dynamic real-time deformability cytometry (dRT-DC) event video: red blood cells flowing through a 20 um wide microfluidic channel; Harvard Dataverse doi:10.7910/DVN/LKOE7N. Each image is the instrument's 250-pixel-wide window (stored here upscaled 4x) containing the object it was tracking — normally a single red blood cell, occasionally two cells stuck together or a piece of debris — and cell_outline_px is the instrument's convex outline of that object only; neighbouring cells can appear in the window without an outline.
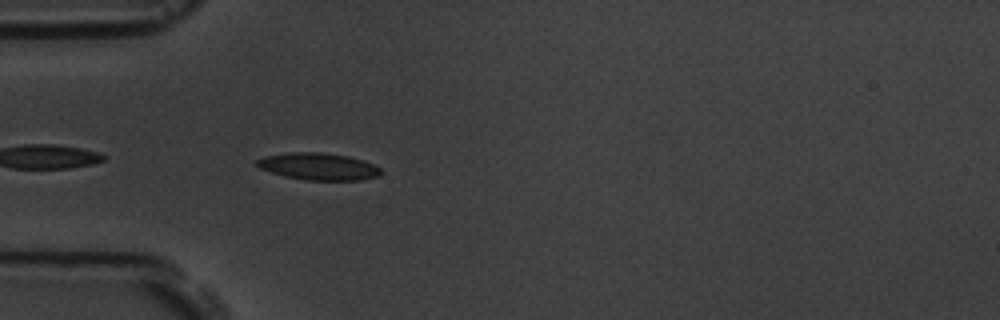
{"species": "common noctule bat (a hibernating species)", "species_latin": "Nyctalus noctula", "temperature_condition": "room temperature", "stored_images_in_passage": 37, "camera_frame_rate_fps": 3000, "um_per_image_px": 0.085, "animal": {"sex": "male", "body_mass_g": 19.5, "forearm_length_mm": 54.6}, "frame": {"image": 1, "passage_image": 2, "time_ms": 0.333, "image_size_px": [1000, 320], "cell_outline_px": [[384, 172], [380, 176], [360, 180], [304, 180], [284, 176], [260, 168], [256, 164], [256, 160], [264, 156], [288, 152], [320, 152], [348, 156], [364, 160], [380, 168]], "centroid_in_image_um": [27.09, 14.15], "position_along_channel_um": 57.9, "area_um2": 19.65}}
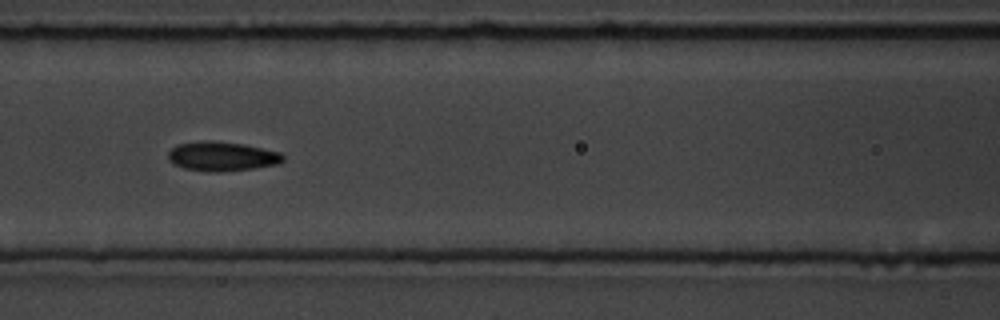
{"frame": {"image": 2, "passage_image": 10, "time_ms": 3.0, "image_size_px": [1000, 320], "cell_outline_px": [[284, 160], [276, 164], [252, 168], [220, 172], [208, 172], [184, 168], [172, 164], [168, 160], [168, 152], [176, 144], [204, 140], [216, 140], [244, 144], [280, 152], [284, 156]], "centroid_in_image_um": [18.82, 13.28], "position_along_channel_um": 147.8, "area_um2": 19.83}}
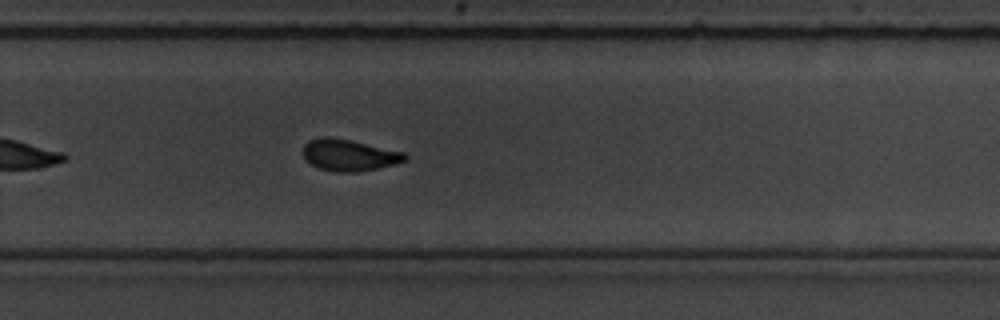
{"frame": {"image": 3, "passage_image": 23, "time_ms": 7.333, "image_size_px": [1000, 320], "cell_outline_px": [[408, 160], [396, 164], [356, 172], [336, 172], [320, 168], [312, 164], [304, 156], [304, 144], [308, 140], [324, 136], [328, 136], [348, 140], [404, 152], [408, 156]], "centroid_in_image_um": [29.69, 13.18], "position_along_channel_um": 300.1, "area_um2": 18.5}, "authors_computed_cell_mechanics": {"area_um2": 18.9584, "velocity_mm_per_s": 3.5309, "shape_relaxation_time_tau1_ms": 5.8138, "shape_relaxation_time_tau2_ms": 2.4771, "deformation_change_tau1": 0.1345, "deformation_change_tau2": 0.075}}